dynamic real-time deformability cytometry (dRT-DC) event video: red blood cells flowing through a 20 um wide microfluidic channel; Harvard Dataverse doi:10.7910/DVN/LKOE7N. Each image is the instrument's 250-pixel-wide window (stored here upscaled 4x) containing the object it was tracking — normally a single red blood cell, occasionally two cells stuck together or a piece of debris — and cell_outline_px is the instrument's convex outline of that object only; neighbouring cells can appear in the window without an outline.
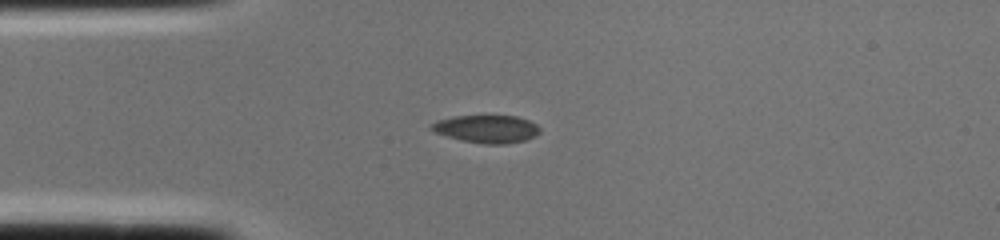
{"species": "common noctule bat (a hibernating species)", "species_latin": "Nyctalus noctula", "temperature_condition": "cold", "stored_images_in_passage": 1, "camera_frame_rate_fps": 3000, "um_per_image_px": 0.085, "animal": {"sex": "female", "body_mass_g": 22.0, "forearm_length_mm": 56.7}, "frame": {"image": 1, "passage_image": 1, "time_ms": 0.0, "image_size_px": [1000, 240], "cell_outline_px": [[540, 132], [536, 136], [524, 140], [504, 144], [484, 144], [460, 140], [436, 132], [428, 128], [428, 124], [452, 116], [516, 116], [528, 120], [536, 124], [540, 128]], "centroid_in_image_um": [41.36, 10.96], "position_along_channel_um": 43.6, "area_um2": 17.51}}